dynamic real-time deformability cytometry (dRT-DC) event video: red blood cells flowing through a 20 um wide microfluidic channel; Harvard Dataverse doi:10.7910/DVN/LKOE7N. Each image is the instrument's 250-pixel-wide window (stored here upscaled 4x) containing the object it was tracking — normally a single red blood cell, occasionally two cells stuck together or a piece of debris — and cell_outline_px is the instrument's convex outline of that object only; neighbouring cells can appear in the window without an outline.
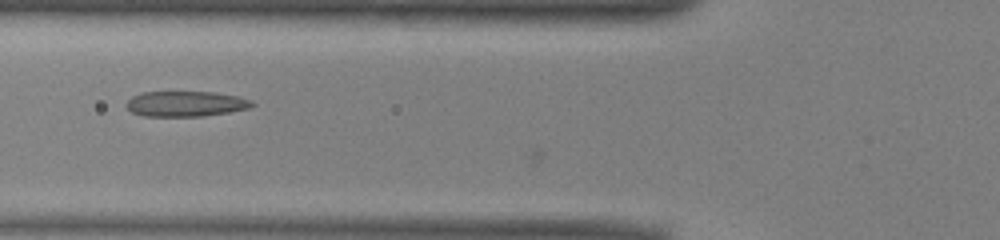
{"species": "common noctule bat (a hibernating species)", "species_latin": "Nyctalus noctula", "temperature_condition": "warm", "stored_images_in_passage": 6, "camera_frame_rate_fps": 3000, "um_per_image_px": 0.085, "animal": {"sex": "male", "body_mass_g": 13.0, "forearm_length_mm": 53.1}, "frame": {"image": 1, "passage_image": 5, "time_ms": 1.333, "image_size_px": [1000, 240], "cell_outline_px": [[256, 104], [248, 108], [228, 112], [204, 116], [144, 116], [132, 112], [124, 104], [132, 96], [140, 92], [216, 92], [236, 96], [252, 100]], "centroid_in_image_um": [15.77, 8.82], "position_along_channel_um": 110.0, "area_um2": 18.61}}